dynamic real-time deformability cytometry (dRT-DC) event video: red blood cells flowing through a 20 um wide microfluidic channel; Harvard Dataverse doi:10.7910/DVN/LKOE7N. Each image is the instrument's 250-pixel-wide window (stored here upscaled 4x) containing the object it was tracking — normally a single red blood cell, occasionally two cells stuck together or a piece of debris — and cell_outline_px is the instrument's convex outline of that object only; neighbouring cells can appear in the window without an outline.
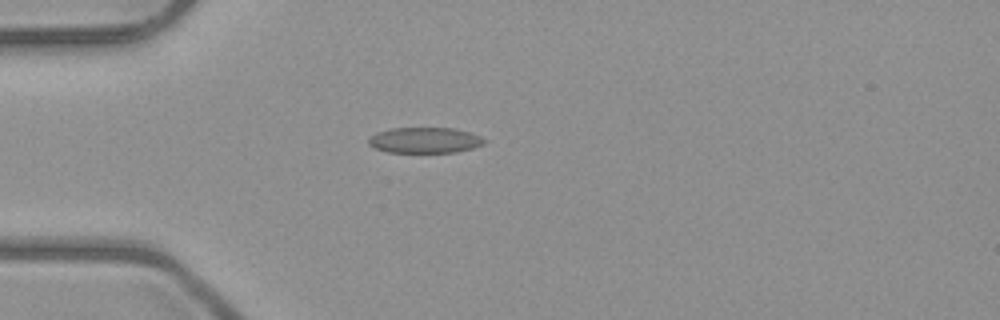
{"species": "common noctule bat (a hibernating species)", "species_latin": "Nyctalus noctula", "temperature_condition": "room temperature", "stored_images_in_passage": 2, "camera_frame_rate_fps": 3000, "um_per_image_px": 0.085, "animal": {"sex": "male", "body_mass_g": 23.1, "forearm_length_mm": 52.7}, "frame": {"image": 1, "passage_image": 1, "time_ms": 0.0, "image_size_px": [1000, 320], "cell_outline_px": [[488, 140], [484, 144], [472, 148], [456, 152], [388, 152], [376, 148], [368, 144], [368, 140], [376, 132], [392, 128], [452, 128], [468, 132], [480, 136]], "centroid_in_image_um": [36.12, 11.92], "position_along_channel_um": 48.9, "area_um2": 17.22}}